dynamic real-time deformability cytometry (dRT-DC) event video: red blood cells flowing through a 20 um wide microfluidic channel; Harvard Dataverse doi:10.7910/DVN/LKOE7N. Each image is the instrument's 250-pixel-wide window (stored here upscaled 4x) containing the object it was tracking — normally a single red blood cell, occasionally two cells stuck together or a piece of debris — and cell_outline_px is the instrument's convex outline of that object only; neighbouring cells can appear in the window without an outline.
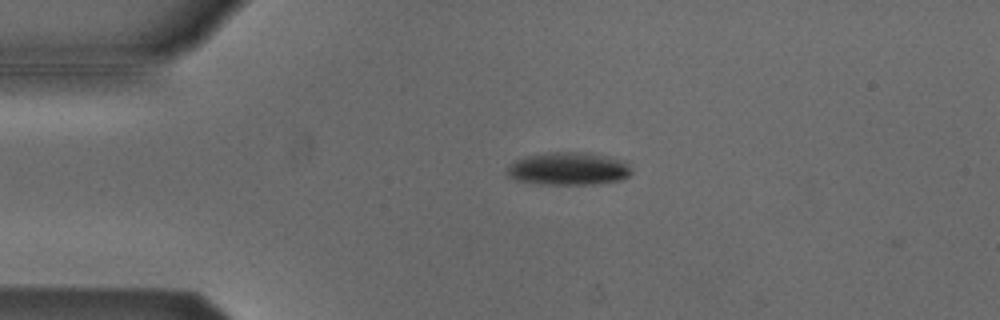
{"species": "Egyptian fruit bat (a non-hibernating species)", "species_latin": "Rousettus aegyptiacus", "temperature_condition": "cold", "stored_images_in_passage": 4, "camera_frame_rate_fps": 3000, "um_per_image_px": 0.085, "animal": {"sex": "male"}, "frame": {"image": 1, "passage_image": 3, "time_ms": 0.667, "image_size_px": [1000, 320], "cell_outline_px": [[632, 172], [628, 176], [620, 180], [592, 184], [540, 184], [516, 180], [508, 176], [504, 172], [516, 160], [524, 156], [548, 152], [592, 152], [628, 160]], "centroid_in_image_um": [48.36, 14.32], "position_along_channel_um": 36.6, "area_um2": 24.22}}